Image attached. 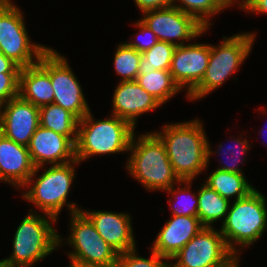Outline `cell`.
<instances>
[{"mask_svg":"<svg viewBox=\"0 0 267 267\" xmlns=\"http://www.w3.org/2000/svg\"><path fill=\"white\" fill-rule=\"evenodd\" d=\"M20 67L0 52V73H20Z\"/></svg>","mask_w":267,"mask_h":267,"instance_id":"cell-35","label":"cell"},{"mask_svg":"<svg viewBox=\"0 0 267 267\" xmlns=\"http://www.w3.org/2000/svg\"><path fill=\"white\" fill-rule=\"evenodd\" d=\"M150 258L139 256L137 247L118 255L115 267H168L169 261L153 249Z\"/></svg>","mask_w":267,"mask_h":267,"instance_id":"cell-30","label":"cell"},{"mask_svg":"<svg viewBox=\"0 0 267 267\" xmlns=\"http://www.w3.org/2000/svg\"><path fill=\"white\" fill-rule=\"evenodd\" d=\"M113 70L120 76L119 82L136 80L139 75V63L142 53L129 47L124 41L115 48Z\"/></svg>","mask_w":267,"mask_h":267,"instance_id":"cell-28","label":"cell"},{"mask_svg":"<svg viewBox=\"0 0 267 267\" xmlns=\"http://www.w3.org/2000/svg\"><path fill=\"white\" fill-rule=\"evenodd\" d=\"M228 7L238 6L240 10L250 1V0H224Z\"/></svg>","mask_w":267,"mask_h":267,"instance_id":"cell-36","label":"cell"},{"mask_svg":"<svg viewBox=\"0 0 267 267\" xmlns=\"http://www.w3.org/2000/svg\"><path fill=\"white\" fill-rule=\"evenodd\" d=\"M193 181L180 180L165 192L169 193L168 204L172 216H194L198 214L197 192H192ZM177 186V189H176ZM192 188V189H191Z\"/></svg>","mask_w":267,"mask_h":267,"instance_id":"cell-26","label":"cell"},{"mask_svg":"<svg viewBox=\"0 0 267 267\" xmlns=\"http://www.w3.org/2000/svg\"><path fill=\"white\" fill-rule=\"evenodd\" d=\"M266 127V126H265ZM265 127L263 126L262 128H261V130H259V134H260V136H263V137H266V130H265ZM262 145H264L265 147L267 146L266 145V142H265V144L264 143H262Z\"/></svg>","mask_w":267,"mask_h":267,"instance_id":"cell-38","label":"cell"},{"mask_svg":"<svg viewBox=\"0 0 267 267\" xmlns=\"http://www.w3.org/2000/svg\"><path fill=\"white\" fill-rule=\"evenodd\" d=\"M136 81L162 105L182 91L174 82L169 70H153L149 74H139Z\"/></svg>","mask_w":267,"mask_h":267,"instance_id":"cell-25","label":"cell"},{"mask_svg":"<svg viewBox=\"0 0 267 267\" xmlns=\"http://www.w3.org/2000/svg\"><path fill=\"white\" fill-rule=\"evenodd\" d=\"M231 143L233 145L229 144L227 146L224 145V143L218 144L217 148L212 151V147L210 144V140L208 139L207 143V165H210L211 157L214 156V154H218L220 156H230L227 157L229 160H222L220 159L219 166H217L216 169L222 170V171H228V172H235L239 174H245L244 169H241L242 165L247 162L248 159H246L248 151L251 150V143H249V139L247 140L246 137H243V135L240 132V135H238L237 138L234 137V135L231 137ZM230 140H227V143H229ZM224 156V157H225ZM246 161V162H245ZM240 166V167H239Z\"/></svg>","mask_w":267,"mask_h":267,"instance_id":"cell-21","label":"cell"},{"mask_svg":"<svg viewBox=\"0 0 267 267\" xmlns=\"http://www.w3.org/2000/svg\"><path fill=\"white\" fill-rule=\"evenodd\" d=\"M220 196L230 201L247 196L255 187L248 182L245 174L222 171L215 168L203 181Z\"/></svg>","mask_w":267,"mask_h":267,"instance_id":"cell-22","label":"cell"},{"mask_svg":"<svg viewBox=\"0 0 267 267\" xmlns=\"http://www.w3.org/2000/svg\"><path fill=\"white\" fill-rule=\"evenodd\" d=\"M67 238L59 234V248L69 245L70 262L88 265L116 266L118 253L98 234L94 224L82 212L69 214ZM65 240V241H64Z\"/></svg>","mask_w":267,"mask_h":267,"instance_id":"cell-8","label":"cell"},{"mask_svg":"<svg viewBox=\"0 0 267 267\" xmlns=\"http://www.w3.org/2000/svg\"><path fill=\"white\" fill-rule=\"evenodd\" d=\"M238 258L219 229L203 227L172 259L170 267H231Z\"/></svg>","mask_w":267,"mask_h":267,"instance_id":"cell-11","label":"cell"},{"mask_svg":"<svg viewBox=\"0 0 267 267\" xmlns=\"http://www.w3.org/2000/svg\"><path fill=\"white\" fill-rule=\"evenodd\" d=\"M197 188L198 214L201 224L204 227H214V223L225 220L231 201L220 196L214 189H211L204 182ZM199 188V189H198Z\"/></svg>","mask_w":267,"mask_h":267,"instance_id":"cell-23","label":"cell"},{"mask_svg":"<svg viewBox=\"0 0 267 267\" xmlns=\"http://www.w3.org/2000/svg\"><path fill=\"white\" fill-rule=\"evenodd\" d=\"M19 96V73H0V107Z\"/></svg>","mask_w":267,"mask_h":267,"instance_id":"cell-32","label":"cell"},{"mask_svg":"<svg viewBox=\"0 0 267 267\" xmlns=\"http://www.w3.org/2000/svg\"><path fill=\"white\" fill-rule=\"evenodd\" d=\"M34 170L28 147L17 144L0 132V182L20 191Z\"/></svg>","mask_w":267,"mask_h":267,"instance_id":"cell-19","label":"cell"},{"mask_svg":"<svg viewBox=\"0 0 267 267\" xmlns=\"http://www.w3.org/2000/svg\"><path fill=\"white\" fill-rule=\"evenodd\" d=\"M267 198L258 189L231 201L224 222L219 226L229 250L241 260V252L255 245L267 230Z\"/></svg>","mask_w":267,"mask_h":267,"instance_id":"cell-4","label":"cell"},{"mask_svg":"<svg viewBox=\"0 0 267 267\" xmlns=\"http://www.w3.org/2000/svg\"><path fill=\"white\" fill-rule=\"evenodd\" d=\"M203 121L164 124L161 130L152 131L164 144L173 171L179 180L195 181L208 168V137Z\"/></svg>","mask_w":267,"mask_h":267,"instance_id":"cell-1","label":"cell"},{"mask_svg":"<svg viewBox=\"0 0 267 267\" xmlns=\"http://www.w3.org/2000/svg\"><path fill=\"white\" fill-rule=\"evenodd\" d=\"M176 46L164 41H158L149 50L142 53L139 63V74H149L153 70H170L173 53Z\"/></svg>","mask_w":267,"mask_h":267,"instance_id":"cell-29","label":"cell"},{"mask_svg":"<svg viewBox=\"0 0 267 267\" xmlns=\"http://www.w3.org/2000/svg\"><path fill=\"white\" fill-rule=\"evenodd\" d=\"M39 126V107L20 96L0 107V132L17 144L28 147Z\"/></svg>","mask_w":267,"mask_h":267,"instance_id":"cell-14","label":"cell"},{"mask_svg":"<svg viewBox=\"0 0 267 267\" xmlns=\"http://www.w3.org/2000/svg\"><path fill=\"white\" fill-rule=\"evenodd\" d=\"M19 96L39 108L53 103L50 75L39 63L20 69Z\"/></svg>","mask_w":267,"mask_h":267,"instance_id":"cell-20","label":"cell"},{"mask_svg":"<svg viewBox=\"0 0 267 267\" xmlns=\"http://www.w3.org/2000/svg\"><path fill=\"white\" fill-rule=\"evenodd\" d=\"M24 17L21 7L12 0L0 7V52L21 69L38 63L49 48L31 41Z\"/></svg>","mask_w":267,"mask_h":267,"instance_id":"cell-9","label":"cell"},{"mask_svg":"<svg viewBox=\"0 0 267 267\" xmlns=\"http://www.w3.org/2000/svg\"><path fill=\"white\" fill-rule=\"evenodd\" d=\"M15 230L12 252L3 258L11 267H34L59 249L57 220L47 214L27 212Z\"/></svg>","mask_w":267,"mask_h":267,"instance_id":"cell-7","label":"cell"},{"mask_svg":"<svg viewBox=\"0 0 267 267\" xmlns=\"http://www.w3.org/2000/svg\"><path fill=\"white\" fill-rule=\"evenodd\" d=\"M140 13L148 10H155L172 5V0H134Z\"/></svg>","mask_w":267,"mask_h":267,"instance_id":"cell-33","label":"cell"},{"mask_svg":"<svg viewBox=\"0 0 267 267\" xmlns=\"http://www.w3.org/2000/svg\"><path fill=\"white\" fill-rule=\"evenodd\" d=\"M135 27L139 30L137 33H134V37L125 43L138 51L139 53H144L149 50L153 45H155L159 40L156 37L155 33L149 29L140 19H137L134 22Z\"/></svg>","mask_w":267,"mask_h":267,"instance_id":"cell-31","label":"cell"},{"mask_svg":"<svg viewBox=\"0 0 267 267\" xmlns=\"http://www.w3.org/2000/svg\"><path fill=\"white\" fill-rule=\"evenodd\" d=\"M79 164L74 160L65 164L35 168L31 177L20 188L21 191L25 190L21 193L22 198L37 207L30 208L29 211L47 214L57 221L65 207L69 214L80 212L82 208L77 203L68 201L77 176L75 168ZM40 170L43 171L41 174Z\"/></svg>","mask_w":267,"mask_h":267,"instance_id":"cell-2","label":"cell"},{"mask_svg":"<svg viewBox=\"0 0 267 267\" xmlns=\"http://www.w3.org/2000/svg\"><path fill=\"white\" fill-rule=\"evenodd\" d=\"M0 267H11L4 259L0 260Z\"/></svg>","mask_w":267,"mask_h":267,"instance_id":"cell-39","label":"cell"},{"mask_svg":"<svg viewBox=\"0 0 267 267\" xmlns=\"http://www.w3.org/2000/svg\"><path fill=\"white\" fill-rule=\"evenodd\" d=\"M248 14L267 15V0H250L242 9Z\"/></svg>","mask_w":267,"mask_h":267,"instance_id":"cell-34","label":"cell"},{"mask_svg":"<svg viewBox=\"0 0 267 267\" xmlns=\"http://www.w3.org/2000/svg\"><path fill=\"white\" fill-rule=\"evenodd\" d=\"M240 260H238L235 264H233L231 267H240Z\"/></svg>","mask_w":267,"mask_h":267,"instance_id":"cell-40","label":"cell"},{"mask_svg":"<svg viewBox=\"0 0 267 267\" xmlns=\"http://www.w3.org/2000/svg\"><path fill=\"white\" fill-rule=\"evenodd\" d=\"M38 63L50 75L53 103L71 112L78 120L83 118L91 110L89 102L64 54L49 46Z\"/></svg>","mask_w":267,"mask_h":267,"instance_id":"cell-10","label":"cell"},{"mask_svg":"<svg viewBox=\"0 0 267 267\" xmlns=\"http://www.w3.org/2000/svg\"><path fill=\"white\" fill-rule=\"evenodd\" d=\"M28 151L35 168L76 160V144L69 137L42 126L31 137Z\"/></svg>","mask_w":267,"mask_h":267,"instance_id":"cell-16","label":"cell"},{"mask_svg":"<svg viewBox=\"0 0 267 267\" xmlns=\"http://www.w3.org/2000/svg\"><path fill=\"white\" fill-rule=\"evenodd\" d=\"M210 57V43H197L193 40L176 46L169 72L174 82L187 96L201 81L206 72Z\"/></svg>","mask_w":267,"mask_h":267,"instance_id":"cell-13","label":"cell"},{"mask_svg":"<svg viewBox=\"0 0 267 267\" xmlns=\"http://www.w3.org/2000/svg\"><path fill=\"white\" fill-rule=\"evenodd\" d=\"M111 114L128 121L134 128L139 116L163 106L144 90L136 80L118 82L111 102Z\"/></svg>","mask_w":267,"mask_h":267,"instance_id":"cell-17","label":"cell"},{"mask_svg":"<svg viewBox=\"0 0 267 267\" xmlns=\"http://www.w3.org/2000/svg\"><path fill=\"white\" fill-rule=\"evenodd\" d=\"M172 5L195 17L206 28L213 25V16L229 8L224 0H172Z\"/></svg>","mask_w":267,"mask_h":267,"instance_id":"cell-27","label":"cell"},{"mask_svg":"<svg viewBox=\"0 0 267 267\" xmlns=\"http://www.w3.org/2000/svg\"><path fill=\"white\" fill-rule=\"evenodd\" d=\"M67 267H115V266L88 265L82 263L69 262V265Z\"/></svg>","mask_w":267,"mask_h":267,"instance_id":"cell-37","label":"cell"},{"mask_svg":"<svg viewBox=\"0 0 267 267\" xmlns=\"http://www.w3.org/2000/svg\"><path fill=\"white\" fill-rule=\"evenodd\" d=\"M169 218L150 247L168 261L204 227L198 217L171 215Z\"/></svg>","mask_w":267,"mask_h":267,"instance_id":"cell-18","label":"cell"},{"mask_svg":"<svg viewBox=\"0 0 267 267\" xmlns=\"http://www.w3.org/2000/svg\"><path fill=\"white\" fill-rule=\"evenodd\" d=\"M141 15L139 19L155 33L159 41L175 46L197 40L210 31V28L203 26L195 17L173 5L148 10Z\"/></svg>","mask_w":267,"mask_h":267,"instance_id":"cell-12","label":"cell"},{"mask_svg":"<svg viewBox=\"0 0 267 267\" xmlns=\"http://www.w3.org/2000/svg\"><path fill=\"white\" fill-rule=\"evenodd\" d=\"M257 32H238L223 36L219 44H210V57L202 81L186 96L187 100L199 101L224 85L252 52Z\"/></svg>","mask_w":267,"mask_h":267,"instance_id":"cell-6","label":"cell"},{"mask_svg":"<svg viewBox=\"0 0 267 267\" xmlns=\"http://www.w3.org/2000/svg\"><path fill=\"white\" fill-rule=\"evenodd\" d=\"M132 136L124 165L127 173L146 191L165 192L180 180L173 171L164 144L152 132Z\"/></svg>","mask_w":267,"mask_h":267,"instance_id":"cell-3","label":"cell"},{"mask_svg":"<svg viewBox=\"0 0 267 267\" xmlns=\"http://www.w3.org/2000/svg\"><path fill=\"white\" fill-rule=\"evenodd\" d=\"M6 0H0V7L2 6V4L5 2Z\"/></svg>","mask_w":267,"mask_h":267,"instance_id":"cell-41","label":"cell"},{"mask_svg":"<svg viewBox=\"0 0 267 267\" xmlns=\"http://www.w3.org/2000/svg\"><path fill=\"white\" fill-rule=\"evenodd\" d=\"M103 119L96 120L90 110L78 121L76 160L79 163L92 156L128 154L135 128L113 114Z\"/></svg>","mask_w":267,"mask_h":267,"instance_id":"cell-5","label":"cell"},{"mask_svg":"<svg viewBox=\"0 0 267 267\" xmlns=\"http://www.w3.org/2000/svg\"><path fill=\"white\" fill-rule=\"evenodd\" d=\"M40 126L77 141L78 119L68 110L51 103L39 108Z\"/></svg>","mask_w":267,"mask_h":267,"instance_id":"cell-24","label":"cell"},{"mask_svg":"<svg viewBox=\"0 0 267 267\" xmlns=\"http://www.w3.org/2000/svg\"><path fill=\"white\" fill-rule=\"evenodd\" d=\"M81 211L94 224L98 234L118 253L130 251L137 247L132 218L128 212L105 210Z\"/></svg>","mask_w":267,"mask_h":267,"instance_id":"cell-15","label":"cell"}]
</instances>
